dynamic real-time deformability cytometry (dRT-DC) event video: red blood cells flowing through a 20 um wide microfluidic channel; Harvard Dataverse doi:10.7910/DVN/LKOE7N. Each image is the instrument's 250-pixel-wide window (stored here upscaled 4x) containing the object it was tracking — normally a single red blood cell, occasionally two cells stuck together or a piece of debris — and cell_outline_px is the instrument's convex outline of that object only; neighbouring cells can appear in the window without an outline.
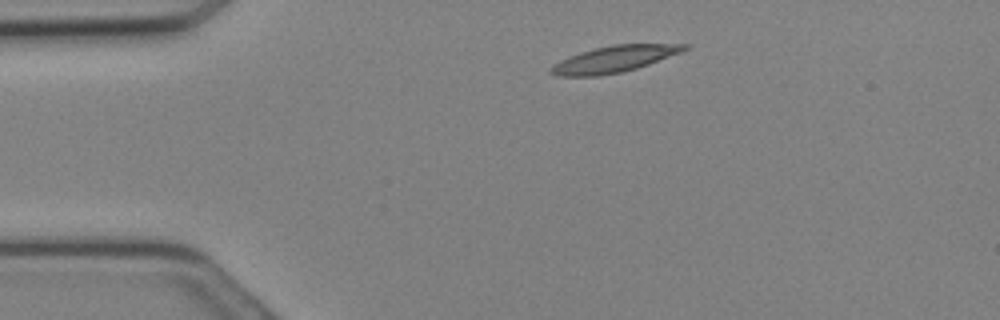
{"species": "Egyptian fruit bat (a non-hibernating species)", "species_latin": "Rousettus aegyptiacus", "temperature_condition": "cold", "stored_images_in_passage": 4, "camera_frame_rate_fps": 3000, "um_per_image_px": 0.085, "animal": {"sex": "female"}, "frame": {"image": 1, "passage_image": 1, "time_ms": 0.0, "image_size_px": [1000, 320], "cell_outline_px": [[688, 48], [680, 52], [648, 64], [636, 68], [620, 72], [596, 76], [560, 76], [548, 72], [548, 68], [552, 64], [568, 56], [580, 52], [612, 44], [688, 44]], "centroid_in_image_um": [52.12, 5.02], "position_along_channel_um": 32.9, "area_um2": 20.35}}